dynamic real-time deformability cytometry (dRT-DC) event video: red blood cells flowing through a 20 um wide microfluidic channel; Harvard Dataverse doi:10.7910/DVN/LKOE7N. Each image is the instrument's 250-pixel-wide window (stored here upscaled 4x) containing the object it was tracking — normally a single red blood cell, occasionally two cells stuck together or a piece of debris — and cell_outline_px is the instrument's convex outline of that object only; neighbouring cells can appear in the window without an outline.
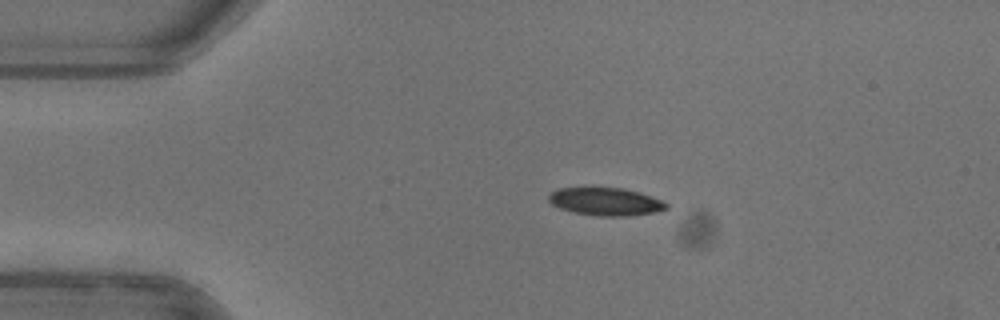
{"species": "common noctule bat (a hibernating species)", "species_latin": "Nyctalus noctula", "temperature_condition": "warm", "stored_images_in_passage": 42, "camera_frame_rate_fps": 3000, "um_per_image_px": 0.085, "animal": {"sex": "female"}, "frame": {"image": 1, "passage_image": 1, "time_ms": 0.0, "image_size_px": [1000, 320], "cell_outline_px": [[668, 208], [656, 212], [628, 216], [596, 216], [576, 212], [560, 208], [552, 204], [548, 200], [548, 196], [552, 192], [560, 188], [624, 188], [640, 192], [660, 200], [668, 204]], "centroid_in_image_um": [51.5, 17.14], "position_along_channel_um": 33.5, "area_um2": 18.9}}
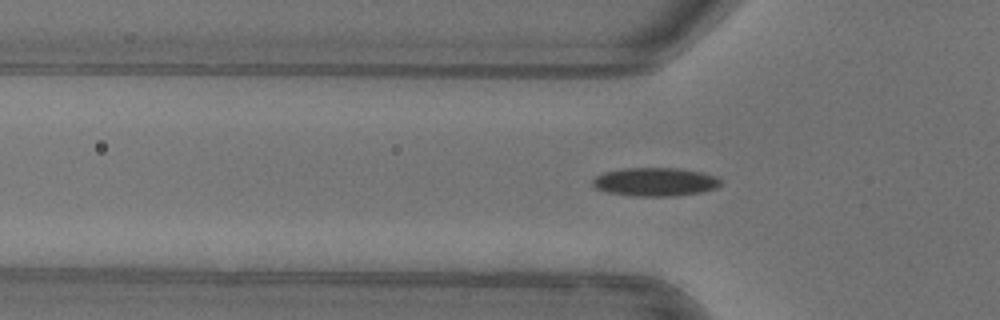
{"frame": {"image": 2, "passage_image": 7, "time_ms": 2.0, "image_size_px": [1000, 320], "cell_outline_px": [[720, 184], [716, 188], [700, 192], [672, 196], [636, 196], [608, 192], [596, 188], [592, 184], [592, 180], [596, 176], [604, 172], [620, 168], [680, 168], [700, 172], [716, 176], [720, 180]], "centroid_in_image_um": [55.66, 15.45], "position_along_channel_um": 70.1, "area_um2": 21.15}, "authors_computed_cell_mechanics": {"area_um2": 20.2011, "velocity_mm_per_s": 3.9783, "shape_relaxation_time_tau1_ms": 4.2594, "shape_relaxation_time_tau2_ms": null, "deformation_change_tau1": 0.1449, "deformation_change_tau2": null}}